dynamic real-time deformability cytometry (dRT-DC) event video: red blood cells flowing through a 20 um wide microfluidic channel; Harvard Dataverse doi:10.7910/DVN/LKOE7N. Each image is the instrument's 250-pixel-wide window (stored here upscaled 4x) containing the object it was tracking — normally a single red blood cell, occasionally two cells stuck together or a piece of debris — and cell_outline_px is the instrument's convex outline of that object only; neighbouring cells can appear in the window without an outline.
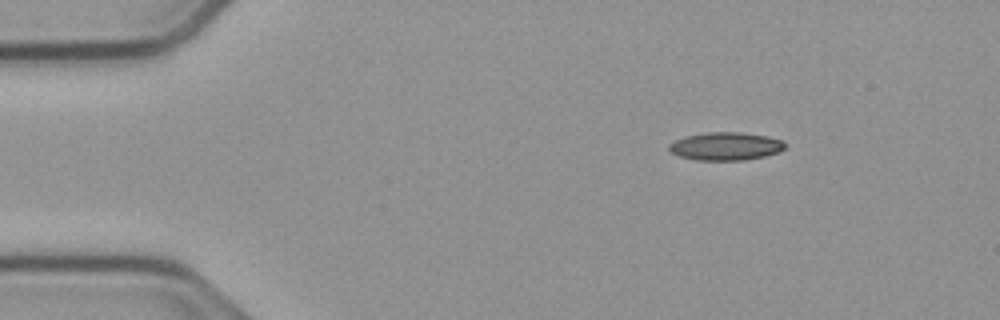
{"species": "common noctule bat (a hibernating species)", "species_latin": "Nyctalus noctula", "temperature_condition": "cold", "stored_images_in_passage": 47, "camera_frame_rate_fps": 3000, "um_per_image_px": 0.085, "animal": {"sex": "male", "body_mass_g": 23.1, "forearm_length_mm": 52.7}, "frame": {"image": 1, "passage_image": 1, "time_ms": 0.0, "image_size_px": [1000, 320], "cell_outline_px": [[788, 144], [780, 152], [764, 156], [744, 160], [696, 160], [680, 156], [672, 152], [668, 148], [668, 144], [684, 136], [708, 132], [740, 132], [768, 136], [784, 140]], "centroid_in_image_um": [61.72, 12.42], "position_along_channel_um": 23.3, "area_um2": 19.07}}
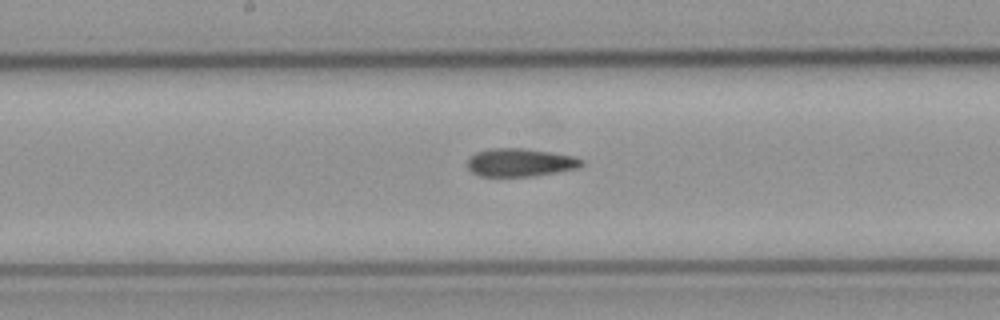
{"frame": {"image": 2, "passage_image": 21, "time_ms": 6.667, "image_size_px": [1000, 320], "cell_outline_px": [[584, 164], [576, 168], [556, 172], [532, 176], [480, 176], [472, 172], [468, 168], [468, 160], [476, 152], [492, 148], [524, 148], [576, 156], [584, 160]], "centroid_in_image_um": [44.24, 13.8], "position_along_channel_um": 204.0, "area_um2": 18.61}}
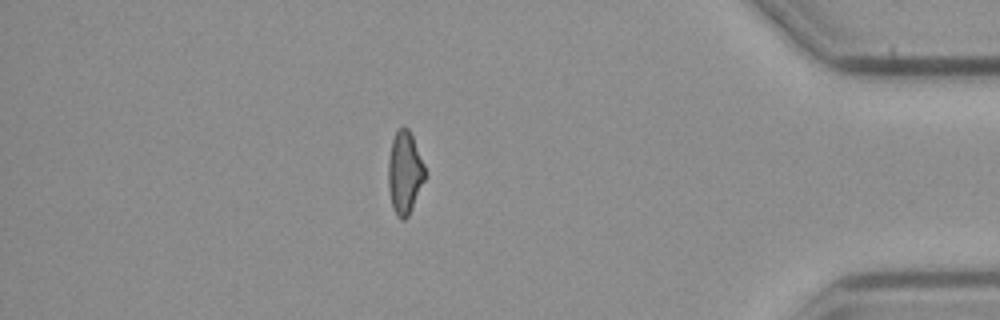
{"frame": {"image": 3, "passage_image": 40, "time_ms": 13.0, "image_size_px": [1000, 320], "cell_outline_px": [[424, 180], [408, 216], [404, 220], [400, 220], [396, 216], [392, 208], [388, 188], [388, 160], [392, 140], [396, 132], [400, 128], [408, 128], [412, 136], [424, 164]], "centroid_in_image_um": [34.37, 14.71], "position_along_channel_um": 400.8, "area_um2": 17.46}, "authors_computed_cell_mechanics": {"area_um2": 18.6116, "velocity_mm_per_s": 3.7838, "shape_relaxation_time_tau1_ms": null, "shape_relaxation_time_tau2_ms": 4.3953, "deformation_change_tau1": null, "deformation_change_tau2": 0.1494}}